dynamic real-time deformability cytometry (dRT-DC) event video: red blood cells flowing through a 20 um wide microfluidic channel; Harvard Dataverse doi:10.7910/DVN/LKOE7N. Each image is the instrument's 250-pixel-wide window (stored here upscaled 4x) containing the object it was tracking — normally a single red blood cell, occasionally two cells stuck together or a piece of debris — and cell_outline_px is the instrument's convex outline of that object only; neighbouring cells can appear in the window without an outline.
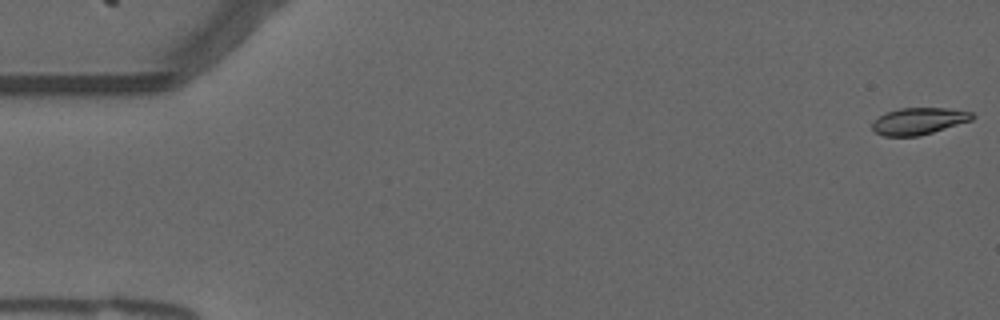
{"species": "common noctule bat (a hibernating species)", "species_latin": "Nyctalus noctula", "temperature_condition": "warm", "stored_images_in_passage": 55, "camera_frame_rate_fps": 3000, "um_per_image_px": 0.085, "animal": {"sex": "male", "forearm_length_mm": 52.5}, "frame": {"image": 1, "passage_image": 1, "time_ms": 0.0, "image_size_px": [1000, 320], "cell_outline_px": [[976, 116], [972, 120], [920, 136], [884, 136], [876, 132], [872, 128], [872, 124], [884, 112], [900, 108], [948, 108], [972, 112]], "centroid_in_image_um": [78.12, 10.29], "position_along_channel_um": 6.9, "area_um2": 15.61}}
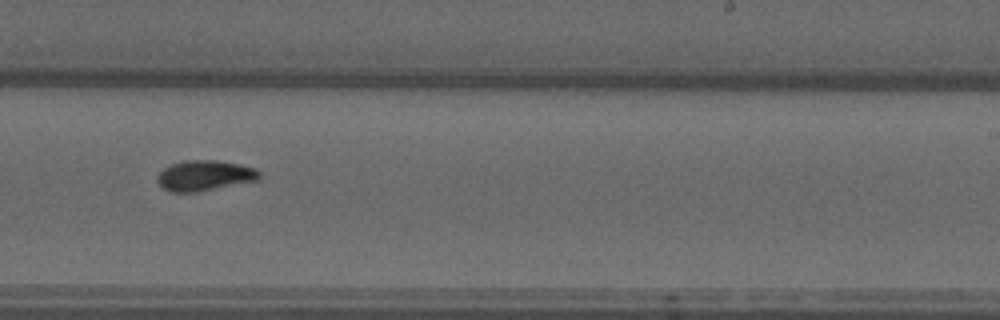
{"frame": {"image": 2, "passage_image": 34, "time_ms": 11.0, "image_size_px": [1000, 320], "cell_outline_px": [[260, 180], [196, 192], [172, 192], [164, 188], [156, 180], [156, 176], [164, 168], [172, 164], [188, 160], [216, 160], [240, 164], [256, 168], [260, 172]], "centroid_in_image_um": [17.43, 14.92], "position_along_channel_um": 271.6, "area_um2": 18.09}}
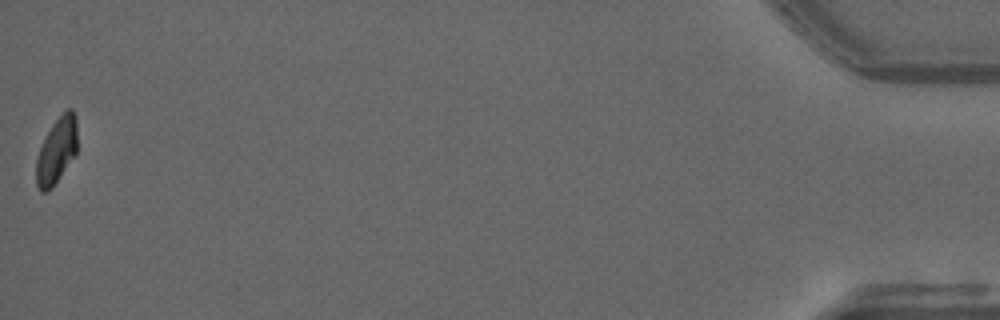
{"frame": {"image": 3, "passage_image": 55, "time_ms": 18.0, "image_size_px": [1000, 320], "cell_outline_px": [[76, 156], [52, 188], [48, 192], [40, 192], [36, 184], [36, 160], [40, 148], [52, 124], [68, 108], [72, 108], [76, 116]], "centroid_in_image_um": [4.82, 12.85], "position_along_channel_um": 430.4, "area_um2": 15.84}, "authors_computed_cell_mechanics": {"area_um2": 16.9354, "velocity_mm_per_s": 3.736, "shape_relaxation_time_tau1_ms": null, "shape_relaxation_time_tau2_ms": 7.6286, "deformation_change_tau1": null, "deformation_change_tau2": 0.1036}}